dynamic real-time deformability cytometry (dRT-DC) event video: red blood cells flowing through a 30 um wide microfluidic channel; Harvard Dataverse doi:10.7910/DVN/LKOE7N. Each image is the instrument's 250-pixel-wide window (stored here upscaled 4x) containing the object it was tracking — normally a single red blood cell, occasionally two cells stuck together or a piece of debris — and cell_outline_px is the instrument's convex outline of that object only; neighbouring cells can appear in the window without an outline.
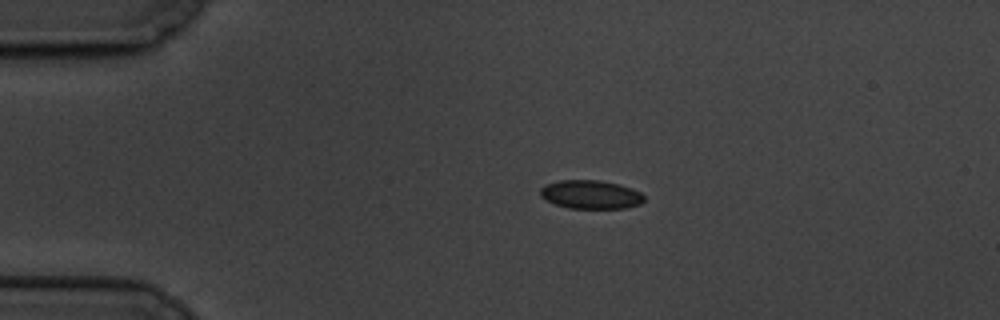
{"species": "common noctule bat (a hibernating species)", "species_latin": "Nyctalus noctula", "temperature_condition": "cold", "stored_images_in_passage": 5, "camera_frame_rate_fps": 3000, "um_per_image_px": 0.085, "animal": {"sex": "male", "body_mass_g": 19.5, "forearm_length_mm": 54.6}, "frame": {"image": 1, "passage_image": 3, "time_ms": 2.0, "image_size_px": [1000, 320], "cell_outline_px": [[644, 200], [640, 204], [624, 208], [568, 208], [556, 204], [540, 196], [540, 188], [544, 184], [560, 180], [600, 180], [632, 188], [640, 192], [644, 196]], "centroid_in_image_um": [50.19, 16.53], "position_along_channel_um": 34.8, "area_um2": 17.22}}
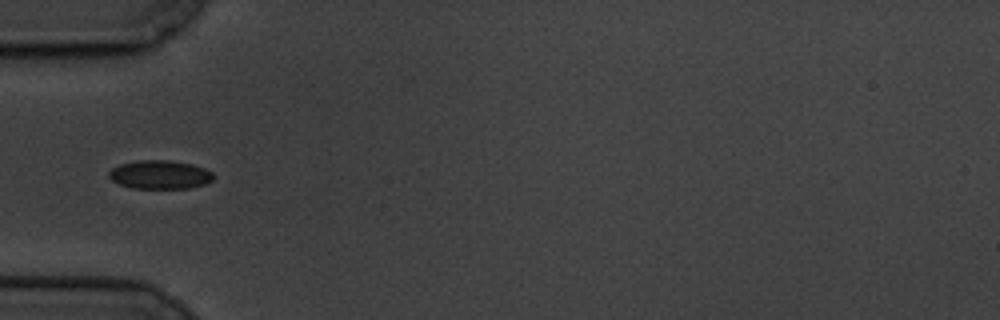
{"frame": {"image": 2, "passage_image": 5, "time_ms": 4.333, "image_size_px": [1000, 320], "cell_outline_px": [[216, 176], [212, 180], [204, 184], [188, 188], [132, 188], [120, 184], [112, 180], [108, 176], [108, 172], [112, 168], [120, 164], [140, 160], [168, 160], [192, 164], [204, 168], [212, 172]], "centroid_in_image_um": [13.6, 14.84], "position_along_channel_um": 71.4, "area_um2": 17.4}}